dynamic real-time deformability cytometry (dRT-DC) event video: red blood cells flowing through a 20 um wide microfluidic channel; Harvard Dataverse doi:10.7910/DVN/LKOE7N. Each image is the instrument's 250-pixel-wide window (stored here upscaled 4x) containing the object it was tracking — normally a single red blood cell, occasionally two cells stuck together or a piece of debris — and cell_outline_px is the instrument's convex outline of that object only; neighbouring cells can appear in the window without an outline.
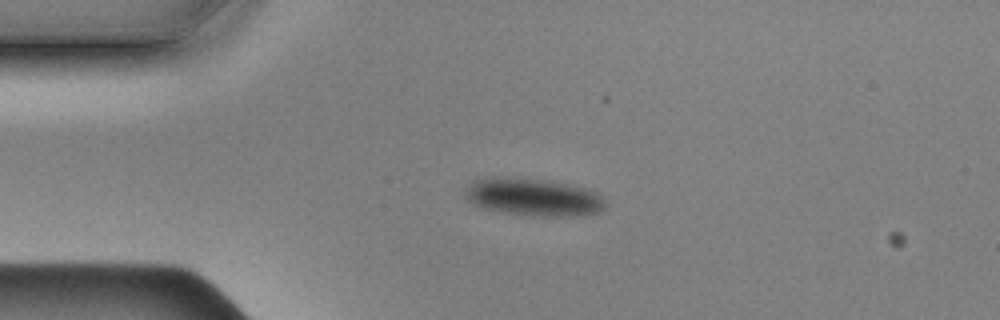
{"species": "Egyptian fruit bat (a non-hibernating species)", "species_latin": "Rousettus aegyptiacus", "temperature_condition": "cold", "stored_images_in_passage": 45, "camera_frame_rate_fps": 3000, "um_per_image_px": 0.085, "animal": {"sex": "male"}, "frame": {"image": 1, "passage_image": 1, "time_ms": 0.0, "image_size_px": [1000, 320], "cell_outline_px": [[608, 204], [600, 212], [584, 216], [532, 216], [504, 212], [484, 208], [472, 204], [464, 196], [464, 188], [476, 180], [488, 176], [500, 176], [548, 180], [568, 184], [584, 188], [596, 192]], "centroid_in_image_um": [45.33, 16.75], "position_along_channel_um": 39.7, "area_um2": 31.15}}
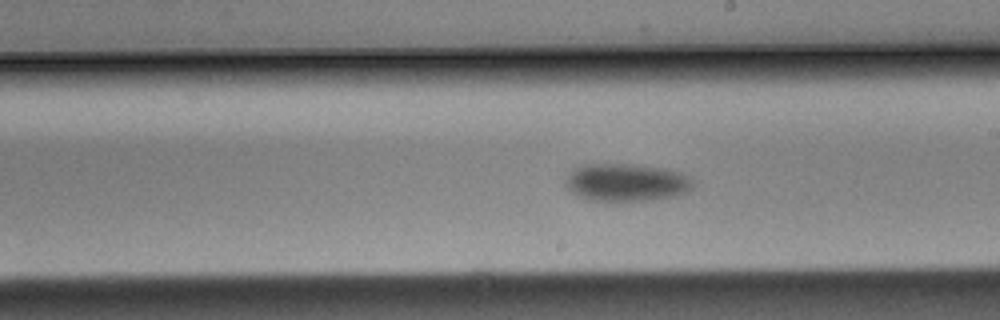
{"frame": {"image": 2, "passage_image": 20, "time_ms": 6.333, "image_size_px": [1000, 320], "cell_outline_px": [[696, 184], [688, 192], [676, 196], [648, 200], [592, 200], [580, 196], [572, 192], [564, 184], [564, 176], [572, 168], [580, 164], [640, 164], [668, 168], [692, 176]], "centroid_in_image_um": [53.27, 15.47], "position_along_channel_um": 235.7, "area_um2": 28.67}}
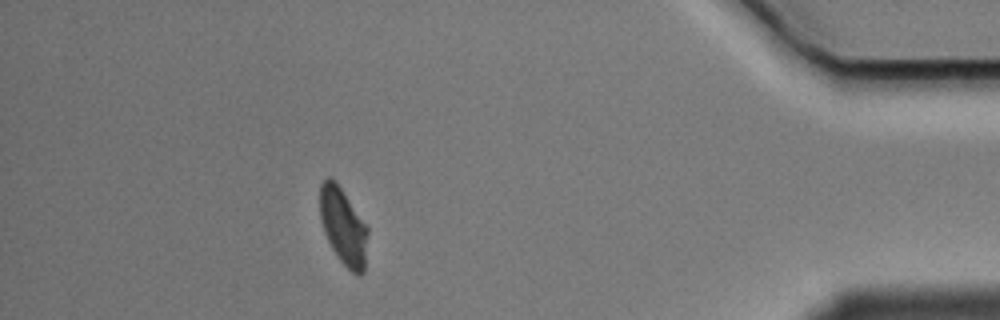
{"frame": {"image": 3, "passage_image": 39, "time_ms": 12.667, "image_size_px": [1000, 320], "cell_outline_px": [[368, 232], [364, 272], [360, 276], [356, 276], [340, 260], [332, 248], [324, 232], [320, 220], [320, 184], [328, 176], [336, 180], [368, 228]], "centroid_in_image_um": [29.17, 19.24], "position_along_channel_um": 406.0, "area_um2": 21.39}, "authors_computed_cell_mechanics": {"area_um2": 26.7036, "velocity_mm_per_s": 3.4903, "shape_relaxation_time_tau1_ms": 1.7973, "shape_relaxation_time_tau2_ms": null, "deformation_change_tau1": 0.0482, "deformation_change_tau2": null}}